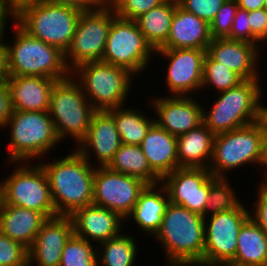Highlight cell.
<instances>
[{"instance_id":"cell-41","label":"cell","mask_w":267,"mask_h":266,"mask_svg":"<svg viewBox=\"0 0 267 266\" xmlns=\"http://www.w3.org/2000/svg\"><path fill=\"white\" fill-rule=\"evenodd\" d=\"M256 196L258 199L253 203L254 211L249 212L250 218L267 234V184L259 183ZM254 212V213H253Z\"/></svg>"},{"instance_id":"cell-30","label":"cell","mask_w":267,"mask_h":266,"mask_svg":"<svg viewBox=\"0 0 267 266\" xmlns=\"http://www.w3.org/2000/svg\"><path fill=\"white\" fill-rule=\"evenodd\" d=\"M106 167L114 172L142 179L148 185L161 183L151 170L140 145L122 144Z\"/></svg>"},{"instance_id":"cell-12","label":"cell","mask_w":267,"mask_h":266,"mask_svg":"<svg viewBox=\"0 0 267 266\" xmlns=\"http://www.w3.org/2000/svg\"><path fill=\"white\" fill-rule=\"evenodd\" d=\"M154 53L155 50L146 41L135 20L116 16L107 36L101 61L123 67L138 76L149 66Z\"/></svg>"},{"instance_id":"cell-11","label":"cell","mask_w":267,"mask_h":266,"mask_svg":"<svg viewBox=\"0 0 267 266\" xmlns=\"http://www.w3.org/2000/svg\"><path fill=\"white\" fill-rule=\"evenodd\" d=\"M116 16L106 0L80 13L71 45L65 52V62L70 71L84 63L102 60L107 36Z\"/></svg>"},{"instance_id":"cell-15","label":"cell","mask_w":267,"mask_h":266,"mask_svg":"<svg viewBox=\"0 0 267 266\" xmlns=\"http://www.w3.org/2000/svg\"><path fill=\"white\" fill-rule=\"evenodd\" d=\"M206 53L207 50L191 48L155 50L154 54L169 62L164 73L170 96H188L201 91Z\"/></svg>"},{"instance_id":"cell-6","label":"cell","mask_w":267,"mask_h":266,"mask_svg":"<svg viewBox=\"0 0 267 266\" xmlns=\"http://www.w3.org/2000/svg\"><path fill=\"white\" fill-rule=\"evenodd\" d=\"M10 130L8 162L42 160L62 142L48 111L13 110L2 127Z\"/></svg>"},{"instance_id":"cell-42","label":"cell","mask_w":267,"mask_h":266,"mask_svg":"<svg viewBox=\"0 0 267 266\" xmlns=\"http://www.w3.org/2000/svg\"><path fill=\"white\" fill-rule=\"evenodd\" d=\"M230 40H240L251 42V27L249 25V12L237 8L235 18L233 20V26L229 36Z\"/></svg>"},{"instance_id":"cell-7","label":"cell","mask_w":267,"mask_h":266,"mask_svg":"<svg viewBox=\"0 0 267 266\" xmlns=\"http://www.w3.org/2000/svg\"><path fill=\"white\" fill-rule=\"evenodd\" d=\"M71 74H75L74 80L81 86L82 92L96 111L124 106L135 77L123 67L102 61L79 65Z\"/></svg>"},{"instance_id":"cell-37","label":"cell","mask_w":267,"mask_h":266,"mask_svg":"<svg viewBox=\"0 0 267 266\" xmlns=\"http://www.w3.org/2000/svg\"><path fill=\"white\" fill-rule=\"evenodd\" d=\"M116 15L129 20H136L150 9L160 6L166 0H106Z\"/></svg>"},{"instance_id":"cell-51","label":"cell","mask_w":267,"mask_h":266,"mask_svg":"<svg viewBox=\"0 0 267 266\" xmlns=\"http://www.w3.org/2000/svg\"><path fill=\"white\" fill-rule=\"evenodd\" d=\"M264 120L267 122V106L264 105V114H263Z\"/></svg>"},{"instance_id":"cell-16","label":"cell","mask_w":267,"mask_h":266,"mask_svg":"<svg viewBox=\"0 0 267 266\" xmlns=\"http://www.w3.org/2000/svg\"><path fill=\"white\" fill-rule=\"evenodd\" d=\"M211 172L204 168H178L166 175L161 184L169 201L203 215L210 191Z\"/></svg>"},{"instance_id":"cell-36","label":"cell","mask_w":267,"mask_h":266,"mask_svg":"<svg viewBox=\"0 0 267 266\" xmlns=\"http://www.w3.org/2000/svg\"><path fill=\"white\" fill-rule=\"evenodd\" d=\"M0 266H28V248L0 233Z\"/></svg>"},{"instance_id":"cell-1","label":"cell","mask_w":267,"mask_h":266,"mask_svg":"<svg viewBox=\"0 0 267 266\" xmlns=\"http://www.w3.org/2000/svg\"><path fill=\"white\" fill-rule=\"evenodd\" d=\"M46 163H41L47 175L52 201L57 215L70 216L75 210L93 204V164L76 149Z\"/></svg>"},{"instance_id":"cell-33","label":"cell","mask_w":267,"mask_h":266,"mask_svg":"<svg viewBox=\"0 0 267 266\" xmlns=\"http://www.w3.org/2000/svg\"><path fill=\"white\" fill-rule=\"evenodd\" d=\"M236 194L232 189V185L228 182V177H215L211 175L207 205L202 216L207 218L219 212L236 208L241 203L240 196L238 197Z\"/></svg>"},{"instance_id":"cell-46","label":"cell","mask_w":267,"mask_h":266,"mask_svg":"<svg viewBox=\"0 0 267 266\" xmlns=\"http://www.w3.org/2000/svg\"><path fill=\"white\" fill-rule=\"evenodd\" d=\"M239 8L253 11L267 7V0H236Z\"/></svg>"},{"instance_id":"cell-35","label":"cell","mask_w":267,"mask_h":266,"mask_svg":"<svg viewBox=\"0 0 267 266\" xmlns=\"http://www.w3.org/2000/svg\"><path fill=\"white\" fill-rule=\"evenodd\" d=\"M59 266H97V247L73 234L64 246Z\"/></svg>"},{"instance_id":"cell-43","label":"cell","mask_w":267,"mask_h":266,"mask_svg":"<svg viewBox=\"0 0 267 266\" xmlns=\"http://www.w3.org/2000/svg\"><path fill=\"white\" fill-rule=\"evenodd\" d=\"M6 80L0 82V129L7 123L12 114Z\"/></svg>"},{"instance_id":"cell-47","label":"cell","mask_w":267,"mask_h":266,"mask_svg":"<svg viewBox=\"0 0 267 266\" xmlns=\"http://www.w3.org/2000/svg\"><path fill=\"white\" fill-rule=\"evenodd\" d=\"M15 14L39 0H2Z\"/></svg>"},{"instance_id":"cell-8","label":"cell","mask_w":267,"mask_h":266,"mask_svg":"<svg viewBox=\"0 0 267 266\" xmlns=\"http://www.w3.org/2000/svg\"><path fill=\"white\" fill-rule=\"evenodd\" d=\"M81 12L72 6L39 0L20 10L15 22L29 35L65 53L71 45Z\"/></svg>"},{"instance_id":"cell-25","label":"cell","mask_w":267,"mask_h":266,"mask_svg":"<svg viewBox=\"0 0 267 266\" xmlns=\"http://www.w3.org/2000/svg\"><path fill=\"white\" fill-rule=\"evenodd\" d=\"M47 218L35 210L0 204V233L29 248Z\"/></svg>"},{"instance_id":"cell-48","label":"cell","mask_w":267,"mask_h":266,"mask_svg":"<svg viewBox=\"0 0 267 266\" xmlns=\"http://www.w3.org/2000/svg\"><path fill=\"white\" fill-rule=\"evenodd\" d=\"M7 74V60L6 47L4 43H0V82L6 80Z\"/></svg>"},{"instance_id":"cell-9","label":"cell","mask_w":267,"mask_h":266,"mask_svg":"<svg viewBox=\"0 0 267 266\" xmlns=\"http://www.w3.org/2000/svg\"><path fill=\"white\" fill-rule=\"evenodd\" d=\"M95 111L73 76L54 84L48 112L61 141L69 136L78 145L85 138Z\"/></svg>"},{"instance_id":"cell-24","label":"cell","mask_w":267,"mask_h":266,"mask_svg":"<svg viewBox=\"0 0 267 266\" xmlns=\"http://www.w3.org/2000/svg\"><path fill=\"white\" fill-rule=\"evenodd\" d=\"M151 170L162 180L180 168L177 155V137L154 122L140 144Z\"/></svg>"},{"instance_id":"cell-14","label":"cell","mask_w":267,"mask_h":266,"mask_svg":"<svg viewBox=\"0 0 267 266\" xmlns=\"http://www.w3.org/2000/svg\"><path fill=\"white\" fill-rule=\"evenodd\" d=\"M148 184L142 179L96 166L93 204L110 209L125 220Z\"/></svg>"},{"instance_id":"cell-27","label":"cell","mask_w":267,"mask_h":266,"mask_svg":"<svg viewBox=\"0 0 267 266\" xmlns=\"http://www.w3.org/2000/svg\"><path fill=\"white\" fill-rule=\"evenodd\" d=\"M215 135L202 122L196 128L177 136L180 168L208 169Z\"/></svg>"},{"instance_id":"cell-13","label":"cell","mask_w":267,"mask_h":266,"mask_svg":"<svg viewBox=\"0 0 267 266\" xmlns=\"http://www.w3.org/2000/svg\"><path fill=\"white\" fill-rule=\"evenodd\" d=\"M247 209L240 203L234 209L204 218L203 266H217L234 259L239 231L250 218V210Z\"/></svg>"},{"instance_id":"cell-4","label":"cell","mask_w":267,"mask_h":266,"mask_svg":"<svg viewBox=\"0 0 267 266\" xmlns=\"http://www.w3.org/2000/svg\"><path fill=\"white\" fill-rule=\"evenodd\" d=\"M12 25L14 41L4 42L8 77L41 76L59 81L71 76L62 50L29 35L16 22Z\"/></svg>"},{"instance_id":"cell-2","label":"cell","mask_w":267,"mask_h":266,"mask_svg":"<svg viewBox=\"0 0 267 266\" xmlns=\"http://www.w3.org/2000/svg\"><path fill=\"white\" fill-rule=\"evenodd\" d=\"M153 237L164 248L168 266H203L205 222L202 215L169 202Z\"/></svg>"},{"instance_id":"cell-17","label":"cell","mask_w":267,"mask_h":266,"mask_svg":"<svg viewBox=\"0 0 267 266\" xmlns=\"http://www.w3.org/2000/svg\"><path fill=\"white\" fill-rule=\"evenodd\" d=\"M155 122L171 135L179 136L202 123V104L189 96L152 97ZM157 114V115H156Z\"/></svg>"},{"instance_id":"cell-44","label":"cell","mask_w":267,"mask_h":266,"mask_svg":"<svg viewBox=\"0 0 267 266\" xmlns=\"http://www.w3.org/2000/svg\"><path fill=\"white\" fill-rule=\"evenodd\" d=\"M48 3L66 5L77 8L81 11L89 10L97 6L102 0H41Z\"/></svg>"},{"instance_id":"cell-26","label":"cell","mask_w":267,"mask_h":266,"mask_svg":"<svg viewBox=\"0 0 267 266\" xmlns=\"http://www.w3.org/2000/svg\"><path fill=\"white\" fill-rule=\"evenodd\" d=\"M169 202L166 188L161 183L147 185L140 193L138 201L127 219L133 218L135 225L139 226V230L153 238L162 224Z\"/></svg>"},{"instance_id":"cell-22","label":"cell","mask_w":267,"mask_h":266,"mask_svg":"<svg viewBox=\"0 0 267 266\" xmlns=\"http://www.w3.org/2000/svg\"><path fill=\"white\" fill-rule=\"evenodd\" d=\"M57 81L41 76L7 77L6 86L12 109L48 111L51 91Z\"/></svg>"},{"instance_id":"cell-34","label":"cell","mask_w":267,"mask_h":266,"mask_svg":"<svg viewBox=\"0 0 267 266\" xmlns=\"http://www.w3.org/2000/svg\"><path fill=\"white\" fill-rule=\"evenodd\" d=\"M244 79L236 72L215 61L208 53L204 58L202 89L214 88L216 91H226L239 85Z\"/></svg>"},{"instance_id":"cell-45","label":"cell","mask_w":267,"mask_h":266,"mask_svg":"<svg viewBox=\"0 0 267 266\" xmlns=\"http://www.w3.org/2000/svg\"><path fill=\"white\" fill-rule=\"evenodd\" d=\"M15 18L16 14L2 0H0V43H4L3 40L6 35L5 29H7V21L12 20L15 22Z\"/></svg>"},{"instance_id":"cell-32","label":"cell","mask_w":267,"mask_h":266,"mask_svg":"<svg viewBox=\"0 0 267 266\" xmlns=\"http://www.w3.org/2000/svg\"><path fill=\"white\" fill-rule=\"evenodd\" d=\"M135 237L124 232L97 247V266H133L137 257ZM101 251V252H100Z\"/></svg>"},{"instance_id":"cell-19","label":"cell","mask_w":267,"mask_h":266,"mask_svg":"<svg viewBox=\"0 0 267 266\" xmlns=\"http://www.w3.org/2000/svg\"><path fill=\"white\" fill-rule=\"evenodd\" d=\"M261 47L247 41L216 38L212 39L207 53L244 80L259 79L261 72L258 66L261 55L258 50H261Z\"/></svg>"},{"instance_id":"cell-10","label":"cell","mask_w":267,"mask_h":266,"mask_svg":"<svg viewBox=\"0 0 267 266\" xmlns=\"http://www.w3.org/2000/svg\"><path fill=\"white\" fill-rule=\"evenodd\" d=\"M16 168L0 181V204L24 207L42 213L47 219L58 216L49 182L39 162H12ZM21 164V165H19ZM30 164V165H29Z\"/></svg>"},{"instance_id":"cell-18","label":"cell","mask_w":267,"mask_h":266,"mask_svg":"<svg viewBox=\"0 0 267 266\" xmlns=\"http://www.w3.org/2000/svg\"><path fill=\"white\" fill-rule=\"evenodd\" d=\"M73 234L70 216L48 218L28 248V266H59L64 246Z\"/></svg>"},{"instance_id":"cell-21","label":"cell","mask_w":267,"mask_h":266,"mask_svg":"<svg viewBox=\"0 0 267 266\" xmlns=\"http://www.w3.org/2000/svg\"><path fill=\"white\" fill-rule=\"evenodd\" d=\"M70 218L74 235L96 244L118 236L125 221L110 209L94 204L75 210Z\"/></svg>"},{"instance_id":"cell-23","label":"cell","mask_w":267,"mask_h":266,"mask_svg":"<svg viewBox=\"0 0 267 266\" xmlns=\"http://www.w3.org/2000/svg\"><path fill=\"white\" fill-rule=\"evenodd\" d=\"M211 41L209 23L177 4L168 39L159 49L207 50Z\"/></svg>"},{"instance_id":"cell-39","label":"cell","mask_w":267,"mask_h":266,"mask_svg":"<svg viewBox=\"0 0 267 266\" xmlns=\"http://www.w3.org/2000/svg\"><path fill=\"white\" fill-rule=\"evenodd\" d=\"M178 4L188 12L207 21L209 24L226 0H177Z\"/></svg>"},{"instance_id":"cell-50","label":"cell","mask_w":267,"mask_h":266,"mask_svg":"<svg viewBox=\"0 0 267 266\" xmlns=\"http://www.w3.org/2000/svg\"><path fill=\"white\" fill-rule=\"evenodd\" d=\"M217 266H244V265H238V264H235L233 262H225V263L219 264Z\"/></svg>"},{"instance_id":"cell-28","label":"cell","mask_w":267,"mask_h":266,"mask_svg":"<svg viewBox=\"0 0 267 266\" xmlns=\"http://www.w3.org/2000/svg\"><path fill=\"white\" fill-rule=\"evenodd\" d=\"M244 266H267V234L251 218L241 227L231 261Z\"/></svg>"},{"instance_id":"cell-20","label":"cell","mask_w":267,"mask_h":266,"mask_svg":"<svg viewBox=\"0 0 267 266\" xmlns=\"http://www.w3.org/2000/svg\"><path fill=\"white\" fill-rule=\"evenodd\" d=\"M121 145L114 117L108 111H95L88 132L76 150L88 161L93 150L97 166H106Z\"/></svg>"},{"instance_id":"cell-31","label":"cell","mask_w":267,"mask_h":266,"mask_svg":"<svg viewBox=\"0 0 267 266\" xmlns=\"http://www.w3.org/2000/svg\"><path fill=\"white\" fill-rule=\"evenodd\" d=\"M107 111L114 117L122 144L140 145L155 122L154 117L148 118L142 110L125 108V105Z\"/></svg>"},{"instance_id":"cell-29","label":"cell","mask_w":267,"mask_h":266,"mask_svg":"<svg viewBox=\"0 0 267 266\" xmlns=\"http://www.w3.org/2000/svg\"><path fill=\"white\" fill-rule=\"evenodd\" d=\"M177 4V0H166L135 20L154 50L159 49L167 41Z\"/></svg>"},{"instance_id":"cell-49","label":"cell","mask_w":267,"mask_h":266,"mask_svg":"<svg viewBox=\"0 0 267 266\" xmlns=\"http://www.w3.org/2000/svg\"><path fill=\"white\" fill-rule=\"evenodd\" d=\"M264 168H262L264 171V179H262V181H260V183H266L267 184V135H266V138H265V141H264V158H263V162H262V165ZM266 167V168H265Z\"/></svg>"},{"instance_id":"cell-38","label":"cell","mask_w":267,"mask_h":266,"mask_svg":"<svg viewBox=\"0 0 267 266\" xmlns=\"http://www.w3.org/2000/svg\"><path fill=\"white\" fill-rule=\"evenodd\" d=\"M237 8L236 0L225 1L209 24L212 39L227 38L229 36Z\"/></svg>"},{"instance_id":"cell-5","label":"cell","mask_w":267,"mask_h":266,"mask_svg":"<svg viewBox=\"0 0 267 266\" xmlns=\"http://www.w3.org/2000/svg\"><path fill=\"white\" fill-rule=\"evenodd\" d=\"M267 122L263 119L244 127L215 135L208 167L211 175L227 178V173L251 165L262 168Z\"/></svg>"},{"instance_id":"cell-40","label":"cell","mask_w":267,"mask_h":266,"mask_svg":"<svg viewBox=\"0 0 267 266\" xmlns=\"http://www.w3.org/2000/svg\"><path fill=\"white\" fill-rule=\"evenodd\" d=\"M249 25L251 27V43L259 46L267 43V7L249 11Z\"/></svg>"},{"instance_id":"cell-3","label":"cell","mask_w":267,"mask_h":266,"mask_svg":"<svg viewBox=\"0 0 267 266\" xmlns=\"http://www.w3.org/2000/svg\"><path fill=\"white\" fill-rule=\"evenodd\" d=\"M260 79H247L217 93L209 112L202 108V122L214 134L226 133L263 119L264 104ZM221 94V95H220ZM262 97V98H261Z\"/></svg>"}]
</instances>
